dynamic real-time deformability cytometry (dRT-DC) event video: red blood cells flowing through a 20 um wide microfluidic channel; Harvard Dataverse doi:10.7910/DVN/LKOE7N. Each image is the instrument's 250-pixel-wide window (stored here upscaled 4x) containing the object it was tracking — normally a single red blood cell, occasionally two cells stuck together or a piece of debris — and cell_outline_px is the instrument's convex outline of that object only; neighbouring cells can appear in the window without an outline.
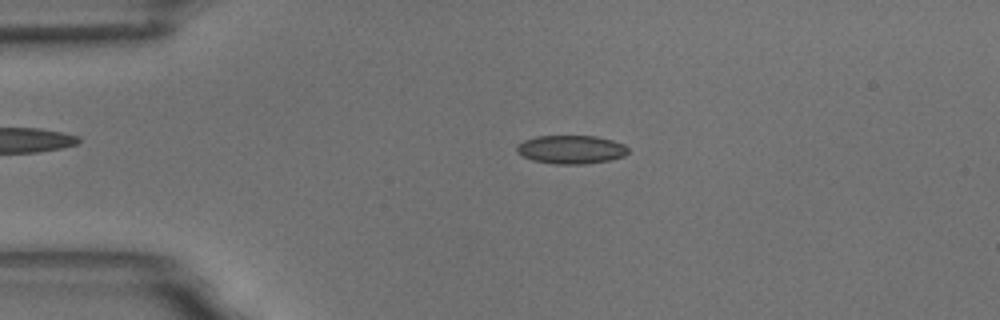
{"species": "common noctule bat (a hibernating species)", "species_latin": "Nyctalus noctula", "temperature_condition": "room temperature", "stored_images_in_passage": 58, "camera_frame_rate_fps": 3000, "um_per_image_px": 0.085, "animal": {"sex": "male", "body_mass_g": 18.8}, "frame": {"image": 1, "passage_image": 12, "time_ms": 3.667, "image_size_px": [1000, 320], "cell_outline_px": [[628, 152], [624, 156], [608, 160], [584, 164], [556, 164], [532, 160], [516, 152], [516, 144], [524, 140], [536, 136], [596, 136], [612, 140], [624, 144], [628, 148]], "centroid_in_image_um": [48.52, 12.7], "position_along_channel_um": 36.5, "area_um2": 18.5}}
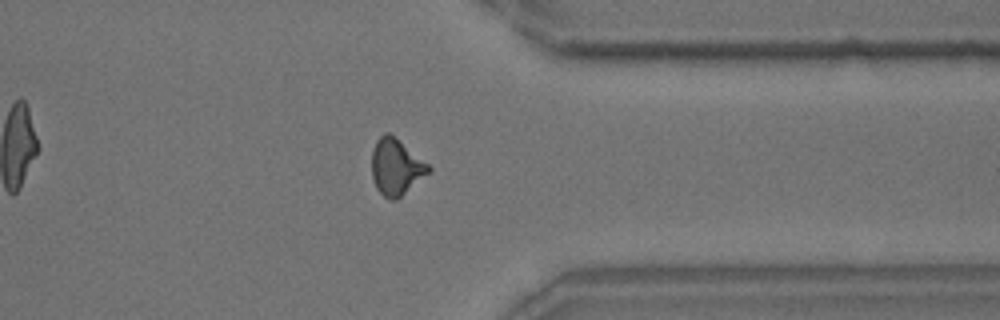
{"frame": {"image": 2, "passage_image": 45, "time_ms": 14.667, "image_size_px": [1000, 320], "cell_outline_px": [[432, 172], [396, 200], [388, 200], [376, 188], [372, 176], [372, 148], [376, 140], [384, 132], [388, 132], [428, 164], [432, 168]], "centroid_in_image_um": [33.67, 14.22], "position_along_channel_um": 377.7, "area_um2": 18.61}}
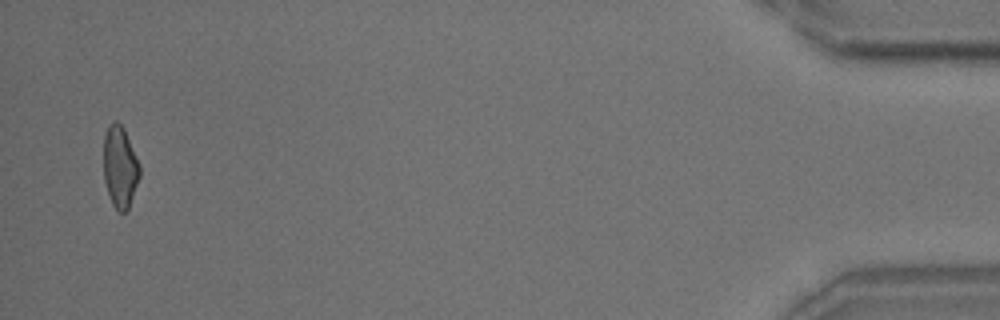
{"frame": {"image": 3, "passage_image": 56, "time_ms": 18.333, "image_size_px": [1000, 320], "cell_outline_px": [[140, 176], [128, 208], [124, 212], [120, 212], [112, 204], [108, 196], [104, 180], [104, 136], [108, 128], [116, 120], [124, 128], [140, 164]], "centroid_in_image_um": [10.2, 14.2], "position_along_channel_um": 425.0, "area_um2": 17.05}, "authors_computed_cell_mechanics": {"area_um2": 17.918, "velocity_mm_per_s": 3.4661, "shape_relaxation_time_tau1_ms": null, "shape_relaxation_time_tau2_ms": 2.9237, "deformation_change_tau1": null, "deformation_change_tau2": 0.0788}}